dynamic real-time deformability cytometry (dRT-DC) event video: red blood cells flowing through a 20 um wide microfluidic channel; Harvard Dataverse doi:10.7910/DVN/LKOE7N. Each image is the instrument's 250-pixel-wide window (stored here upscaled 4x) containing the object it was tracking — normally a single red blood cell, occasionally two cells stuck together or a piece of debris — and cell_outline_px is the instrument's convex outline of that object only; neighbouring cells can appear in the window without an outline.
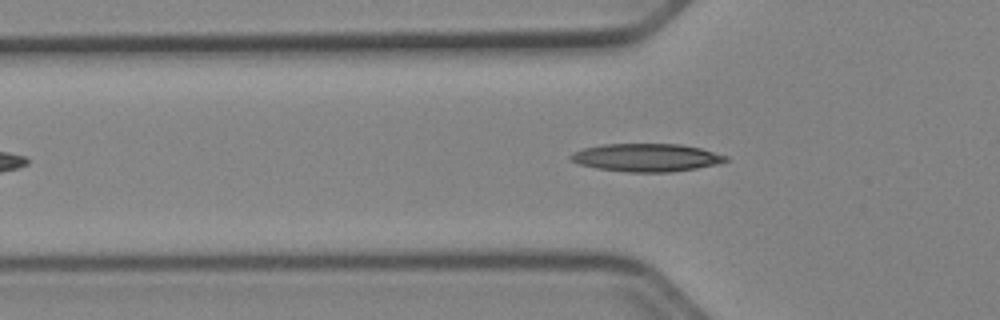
{"species": "Egyptian fruit bat (a non-hibernating species)", "species_latin": "Rousettus aegyptiacus", "temperature_condition": "cold", "stored_images_in_passage": 41, "camera_frame_rate_fps": 3000, "um_per_image_px": 0.085, "animal": {"sex": "female"}, "frame": {"image": 1, "passage_image": 11, "time_ms": 3.333, "image_size_px": [1000, 320], "cell_outline_px": [[728, 160], [720, 164], [672, 172], [628, 172], [596, 168], [580, 164], [568, 160], [568, 156], [572, 152], [584, 148], [604, 144], [680, 144], [700, 148], [728, 156]], "centroid_in_image_um": [54.93, 13.39], "position_along_channel_um": 70.9, "area_um2": 25.37}}
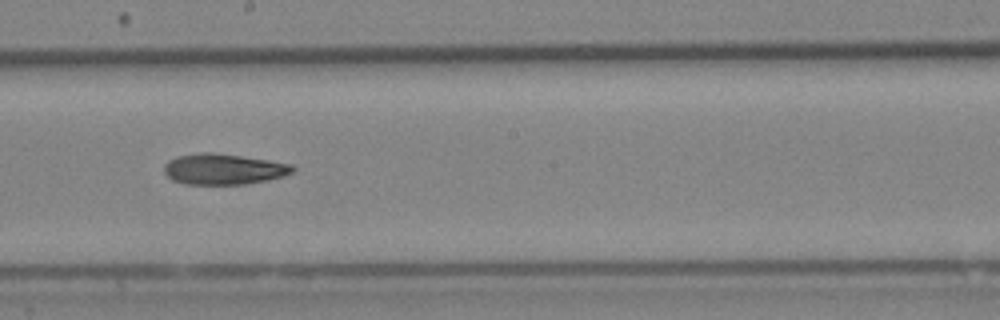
{"frame": {"image": 2, "passage_image": 23, "time_ms": 7.333, "image_size_px": [1000, 320], "cell_outline_px": [[296, 168], [292, 172], [284, 176], [268, 180], [244, 184], [184, 184], [172, 180], [164, 172], [164, 164], [168, 160], [176, 156], [200, 152], [212, 152], [268, 160], [292, 164]], "centroid_in_image_um": [18.98, 14.37], "position_along_channel_um": 229.2, "area_um2": 23.12}}
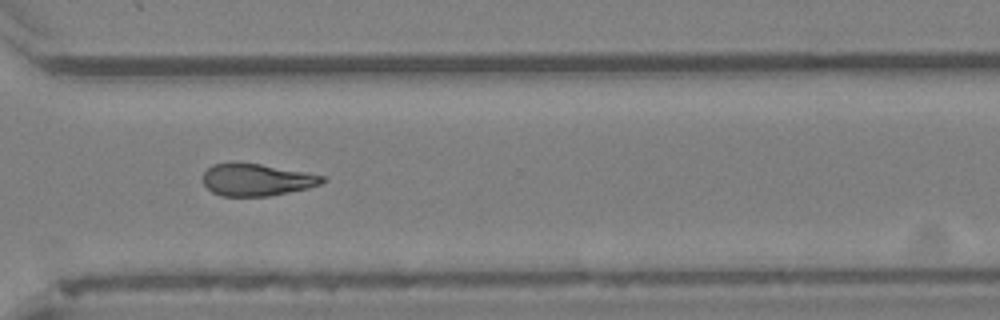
{"frame": {"image": 3, "passage_image": 32, "time_ms": 10.333, "image_size_px": [1000, 320], "cell_outline_px": [[328, 180], [320, 184], [308, 188], [268, 196], [220, 196], [212, 192], [204, 184], [204, 172], [212, 164], [260, 164], [304, 172], [324, 176]], "centroid_in_image_um": [21.84, 15.3], "position_along_channel_um": 348.8, "area_um2": 21.91}}